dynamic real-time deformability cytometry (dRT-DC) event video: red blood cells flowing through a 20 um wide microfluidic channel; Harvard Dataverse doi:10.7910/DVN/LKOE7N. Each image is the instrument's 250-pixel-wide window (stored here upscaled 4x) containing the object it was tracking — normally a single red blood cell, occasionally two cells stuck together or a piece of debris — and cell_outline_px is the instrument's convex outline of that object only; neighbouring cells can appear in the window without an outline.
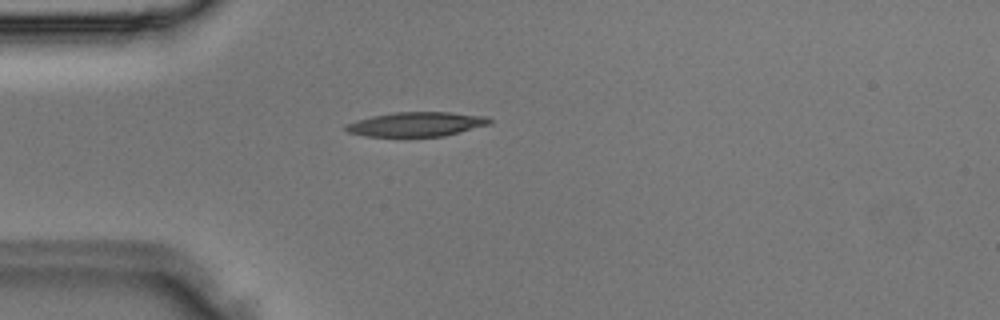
{"species": "Egyptian fruit bat (a non-hibernating species)", "species_latin": "Rousettus aegyptiacus", "temperature_condition": "room temperature", "stored_images_in_passage": 3, "camera_frame_rate_fps": 3000, "um_per_image_px": 0.085, "animal": {"sex": "male"}, "frame": {"image": 1, "passage_image": 3, "time_ms": 0.667, "image_size_px": [1000, 320], "cell_outline_px": [[492, 124], [444, 136], [364, 136], [348, 132], [344, 128], [344, 124], [356, 120], [372, 116], [396, 112], [448, 112], [488, 116], [492, 120]], "centroid_in_image_um": [35.41, 10.55], "position_along_channel_um": 49.6, "area_um2": 20.52}}